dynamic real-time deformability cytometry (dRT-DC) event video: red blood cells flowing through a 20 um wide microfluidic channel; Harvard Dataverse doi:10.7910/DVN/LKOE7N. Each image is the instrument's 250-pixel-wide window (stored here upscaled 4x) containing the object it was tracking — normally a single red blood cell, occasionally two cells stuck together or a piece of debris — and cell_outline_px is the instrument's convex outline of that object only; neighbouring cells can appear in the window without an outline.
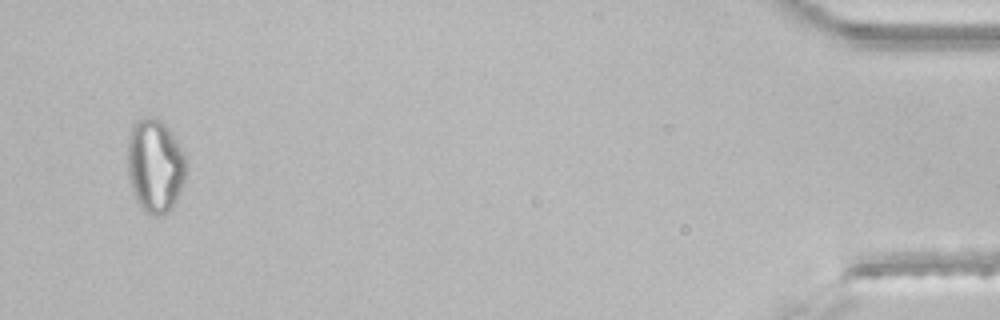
{"species": "common noctule bat (a hibernating species)", "species_latin": "Nyctalus noctula", "temperature_condition": "room temperature", "stored_images_in_passage": 41, "segment_of_instrument_passage": [2, 2], "camera_frame_rate_fps": 3000, "um_per_image_px": 0.085, "animal": {"sex": "male", "body_mass_g": 21.5, "forearm_length_mm": 52.0}, "frame": {"image": 1, "passage_image": 39, "time_ms": 12.667, "image_size_px": [1000, 320], "cell_outline_px": [[188, 172], [176, 200], [168, 212], [164, 216], [152, 216], [144, 212], [140, 208], [136, 200], [128, 176], [128, 140], [132, 124], [136, 120], [144, 116], [152, 116], [160, 120], [168, 128], [188, 156]], "centroid_in_image_um": [13.21, 14.09], "position_along_channel_um": 422.0, "area_um2": 32.77}}